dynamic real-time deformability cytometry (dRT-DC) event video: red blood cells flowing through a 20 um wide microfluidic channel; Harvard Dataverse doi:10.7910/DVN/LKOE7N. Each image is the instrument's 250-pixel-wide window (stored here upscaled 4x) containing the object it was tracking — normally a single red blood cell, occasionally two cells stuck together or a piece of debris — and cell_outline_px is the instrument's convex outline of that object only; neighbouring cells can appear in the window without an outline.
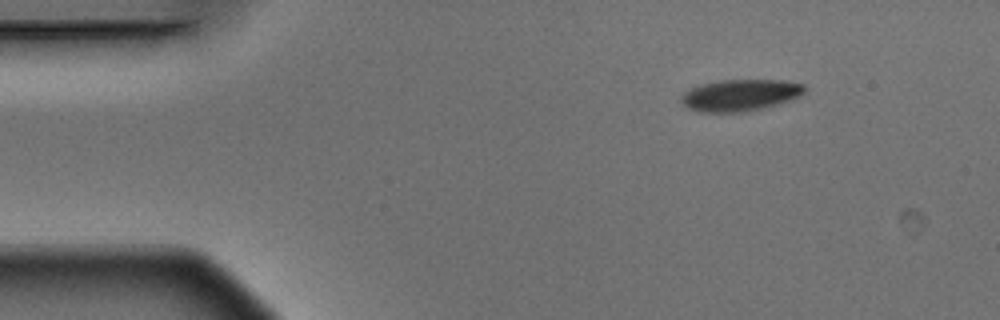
{"species": "Egyptian fruit bat (a non-hibernating species)", "species_latin": "Rousettus aegyptiacus", "temperature_condition": "warm", "stored_images_in_passage": 13, "camera_frame_rate_fps": 3000, "um_per_image_px": 0.085, "animal": {"sex": "male"}, "frame": {"image": 1, "passage_image": 1, "time_ms": 0.0, "image_size_px": [1000, 320], "cell_outline_px": [[808, 88], [800, 96], [788, 100], [760, 108], [740, 112], [700, 112], [688, 108], [680, 104], [680, 96], [684, 92], [692, 88], [704, 84], [720, 80], [784, 80], [804, 84]], "centroid_in_image_um": [62.89, 8.08], "position_along_channel_um": 22.1, "area_um2": 22.6}}
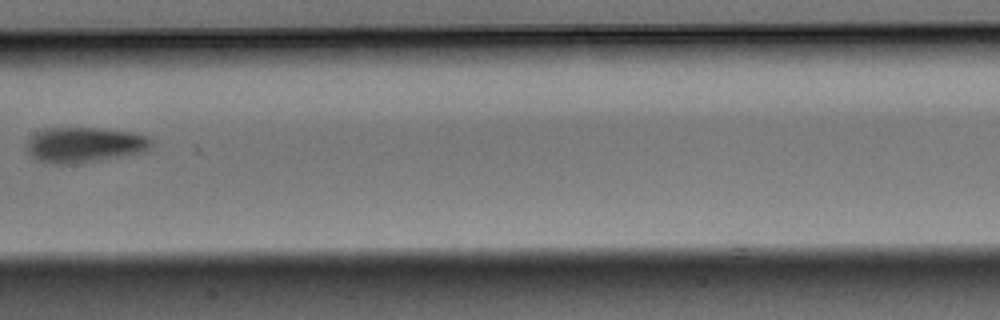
{"frame": {"image": 2, "passage_image": 6, "time_ms": 1.667, "image_size_px": [1000, 320], "cell_outline_px": [[152, 144], [144, 152], [76, 164], [52, 164], [40, 160], [32, 156], [28, 152], [28, 140], [32, 136], [48, 128], [96, 128], [132, 132], [148, 136], [152, 140]], "centroid_in_image_um": [7.22, 12.31], "position_along_channel_um": 200.2, "area_um2": 25.32}}
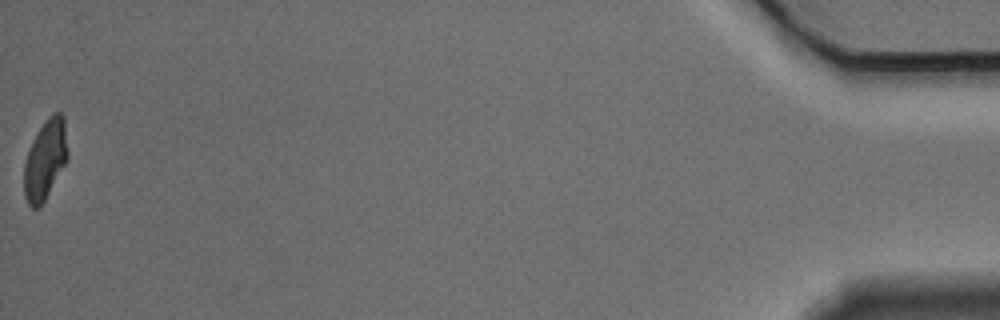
{"frame": {"image": 3, "passage_image": 13, "time_ms": 4.0, "image_size_px": [1000, 320], "cell_outline_px": [[68, 160], [40, 208], [32, 208], [28, 204], [24, 196], [24, 164], [32, 140], [48, 116], [52, 112], [60, 112], [64, 116], [68, 148]], "centroid_in_image_um": [3.86, 13.57], "position_along_channel_um": 431.3, "area_um2": 20.52}}